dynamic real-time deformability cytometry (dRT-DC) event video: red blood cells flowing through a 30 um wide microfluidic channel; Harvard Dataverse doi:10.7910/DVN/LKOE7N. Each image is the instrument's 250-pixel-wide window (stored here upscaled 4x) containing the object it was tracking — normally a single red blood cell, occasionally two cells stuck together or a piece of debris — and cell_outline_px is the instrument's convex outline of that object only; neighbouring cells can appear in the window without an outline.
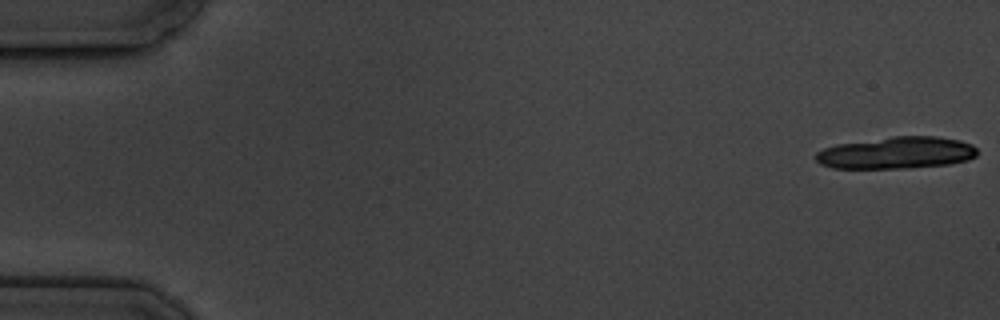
{"species": "common noctule bat (a hibernating species)", "species_latin": "Nyctalus noctula", "temperature_condition": "cold", "stored_images_in_passage": 7, "camera_frame_rate_fps": 3000, "um_per_image_px": 0.085, "animal": {"sex": "male", "body_mass_g": 19.5, "forearm_length_mm": 54.6}, "frame": {"image": 1, "passage_image": 1, "time_ms": 0.0, "image_size_px": [1000, 320], "cell_outline_px": [[976, 156], [968, 160], [948, 164], [908, 168], [832, 168], [820, 164], [816, 160], [816, 152], [824, 148], [836, 144], [892, 136], [936, 136], [960, 140], [972, 144], [976, 148]], "centroid_in_image_um": [76.19, 12.98], "position_along_channel_um": 8.8, "area_um2": 30.17}}